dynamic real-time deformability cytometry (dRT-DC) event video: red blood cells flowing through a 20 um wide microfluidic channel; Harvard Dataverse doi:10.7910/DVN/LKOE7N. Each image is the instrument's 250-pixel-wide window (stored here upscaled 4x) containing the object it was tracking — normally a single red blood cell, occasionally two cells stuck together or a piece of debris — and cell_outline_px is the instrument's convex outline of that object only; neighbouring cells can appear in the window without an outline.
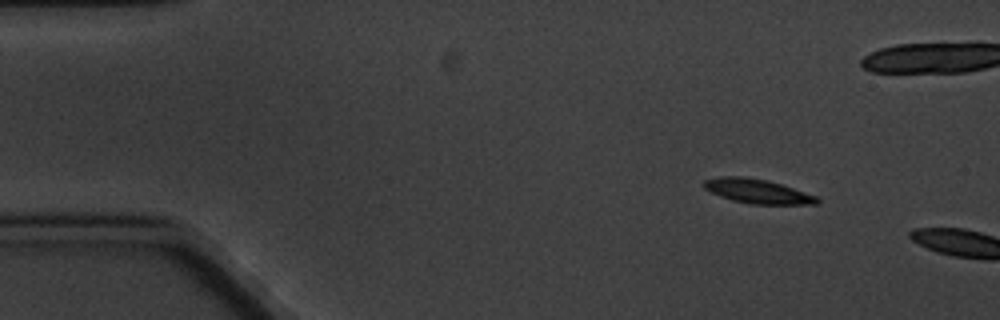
{"species": "common noctule bat (a hibernating species)", "species_latin": "Nyctalus noctula", "temperature_condition": "cold", "stored_images_in_passage": 6, "camera_frame_rate_fps": 3000, "um_per_image_px": 0.085, "animal": {"sex": "male", "body_mass_g": 20.1, "forearm_length_mm": 53.5}, "frame": {"image": 1, "passage_image": 1, "time_ms": 0.0, "image_size_px": [1000, 320], "cell_outline_px": [[820, 204], [748, 204], [732, 200], [720, 196], [704, 188], [704, 180], [720, 176], [744, 176], [768, 180], [816, 196], [820, 200]], "centroid_in_image_um": [64.37, 16.25], "position_along_channel_um": 20.6, "area_um2": 15.95}}
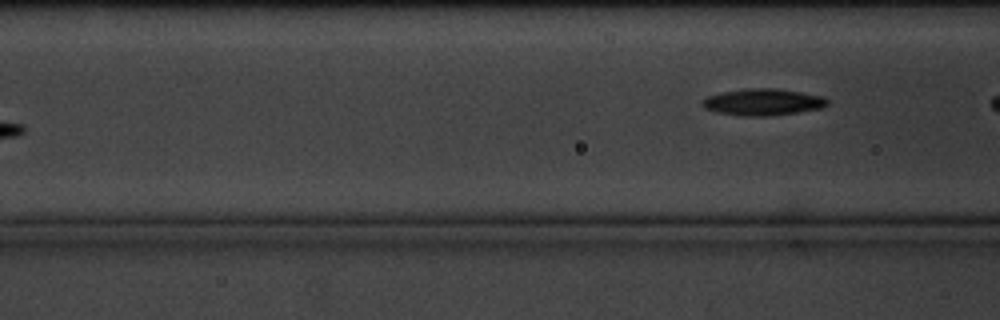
{"frame": {"image": 2, "passage_image": 6, "time_ms": 7.0, "image_size_px": [1000, 320], "cell_outline_px": [[828, 104], [824, 108], [768, 116], [744, 116], [716, 112], [704, 108], [700, 104], [708, 96], [724, 92], [744, 88], [776, 88], [824, 96], [828, 100]], "centroid_in_image_um": [64.87, 8.67], "position_along_channel_um": 101.7, "area_um2": 19.42}}